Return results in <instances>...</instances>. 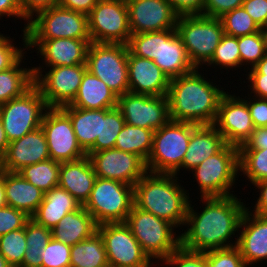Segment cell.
Masks as SVG:
<instances>
[{
  "label": "cell",
  "instance_id": "obj_60",
  "mask_svg": "<svg viewBox=\"0 0 267 267\" xmlns=\"http://www.w3.org/2000/svg\"><path fill=\"white\" fill-rule=\"evenodd\" d=\"M7 206L4 188V171L0 170V208Z\"/></svg>",
  "mask_w": 267,
  "mask_h": 267
},
{
  "label": "cell",
  "instance_id": "obj_23",
  "mask_svg": "<svg viewBox=\"0 0 267 267\" xmlns=\"http://www.w3.org/2000/svg\"><path fill=\"white\" fill-rule=\"evenodd\" d=\"M129 92L149 96H166L170 79L153 60L137 57L128 50Z\"/></svg>",
  "mask_w": 267,
  "mask_h": 267
},
{
  "label": "cell",
  "instance_id": "obj_7",
  "mask_svg": "<svg viewBox=\"0 0 267 267\" xmlns=\"http://www.w3.org/2000/svg\"><path fill=\"white\" fill-rule=\"evenodd\" d=\"M175 29L195 68L211 60L224 35L220 18L202 14L179 16Z\"/></svg>",
  "mask_w": 267,
  "mask_h": 267
},
{
  "label": "cell",
  "instance_id": "obj_22",
  "mask_svg": "<svg viewBox=\"0 0 267 267\" xmlns=\"http://www.w3.org/2000/svg\"><path fill=\"white\" fill-rule=\"evenodd\" d=\"M50 159L47 139L40 127L9 143L0 170L18 172L24 166Z\"/></svg>",
  "mask_w": 267,
  "mask_h": 267
},
{
  "label": "cell",
  "instance_id": "obj_13",
  "mask_svg": "<svg viewBox=\"0 0 267 267\" xmlns=\"http://www.w3.org/2000/svg\"><path fill=\"white\" fill-rule=\"evenodd\" d=\"M32 68L34 85L40 90L48 108L69 105L76 97L84 73L87 71L86 64L46 67V70L49 68L48 71L42 70L43 65Z\"/></svg>",
  "mask_w": 267,
  "mask_h": 267
},
{
  "label": "cell",
  "instance_id": "obj_47",
  "mask_svg": "<svg viewBox=\"0 0 267 267\" xmlns=\"http://www.w3.org/2000/svg\"><path fill=\"white\" fill-rule=\"evenodd\" d=\"M31 217L24 211L15 209L11 206L0 208V236L9 233L13 230L24 228L26 222Z\"/></svg>",
  "mask_w": 267,
  "mask_h": 267
},
{
  "label": "cell",
  "instance_id": "obj_44",
  "mask_svg": "<svg viewBox=\"0 0 267 267\" xmlns=\"http://www.w3.org/2000/svg\"><path fill=\"white\" fill-rule=\"evenodd\" d=\"M70 251L71 246L51 238L40 255L41 267H71Z\"/></svg>",
  "mask_w": 267,
  "mask_h": 267
},
{
  "label": "cell",
  "instance_id": "obj_20",
  "mask_svg": "<svg viewBox=\"0 0 267 267\" xmlns=\"http://www.w3.org/2000/svg\"><path fill=\"white\" fill-rule=\"evenodd\" d=\"M131 34L175 29L179 15L167 0H125Z\"/></svg>",
  "mask_w": 267,
  "mask_h": 267
},
{
  "label": "cell",
  "instance_id": "obj_59",
  "mask_svg": "<svg viewBox=\"0 0 267 267\" xmlns=\"http://www.w3.org/2000/svg\"><path fill=\"white\" fill-rule=\"evenodd\" d=\"M8 145H9V140L6 136V132L3 128V124L0 119V163L3 161L5 157Z\"/></svg>",
  "mask_w": 267,
  "mask_h": 267
},
{
  "label": "cell",
  "instance_id": "obj_9",
  "mask_svg": "<svg viewBox=\"0 0 267 267\" xmlns=\"http://www.w3.org/2000/svg\"><path fill=\"white\" fill-rule=\"evenodd\" d=\"M134 205V188L120 181L96 177L83 206L97 225L125 222Z\"/></svg>",
  "mask_w": 267,
  "mask_h": 267
},
{
  "label": "cell",
  "instance_id": "obj_18",
  "mask_svg": "<svg viewBox=\"0 0 267 267\" xmlns=\"http://www.w3.org/2000/svg\"><path fill=\"white\" fill-rule=\"evenodd\" d=\"M86 154L99 178L134 186L148 172L146 162L141 157L116 148Z\"/></svg>",
  "mask_w": 267,
  "mask_h": 267
},
{
  "label": "cell",
  "instance_id": "obj_16",
  "mask_svg": "<svg viewBox=\"0 0 267 267\" xmlns=\"http://www.w3.org/2000/svg\"><path fill=\"white\" fill-rule=\"evenodd\" d=\"M50 159L59 163L75 161L87 154L79 145L70 117L61 108H48L42 118Z\"/></svg>",
  "mask_w": 267,
  "mask_h": 267
},
{
  "label": "cell",
  "instance_id": "obj_36",
  "mask_svg": "<svg viewBox=\"0 0 267 267\" xmlns=\"http://www.w3.org/2000/svg\"><path fill=\"white\" fill-rule=\"evenodd\" d=\"M60 166L61 163L47 159L36 164L24 166L18 173L46 193L58 186Z\"/></svg>",
  "mask_w": 267,
  "mask_h": 267
},
{
  "label": "cell",
  "instance_id": "obj_33",
  "mask_svg": "<svg viewBox=\"0 0 267 267\" xmlns=\"http://www.w3.org/2000/svg\"><path fill=\"white\" fill-rule=\"evenodd\" d=\"M24 57L12 68L0 72V105L22 96L34 85L33 68L20 67Z\"/></svg>",
  "mask_w": 267,
  "mask_h": 267
},
{
  "label": "cell",
  "instance_id": "obj_12",
  "mask_svg": "<svg viewBox=\"0 0 267 267\" xmlns=\"http://www.w3.org/2000/svg\"><path fill=\"white\" fill-rule=\"evenodd\" d=\"M48 109L40 90L33 85L22 96L0 105V119L9 143L41 127Z\"/></svg>",
  "mask_w": 267,
  "mask_h": 267
},
{
  "label": "cell",
  "instance_id": "obj_21",
  "mask_svg": "<svg viewBox=\"0 0 267 267\" xmlns=\"http://www.w3.org/2000/svg\"><path fill=\"white\" fill-rule=\"evenodd\" d=\"M91 39H27V50L36 48L45 67L86 64Z\"/></svg>",
  "mask_w": 267,
  "mask_h": 267
},
{
  "label": "cell",
  "instance_id": "obj_2",
  "mask_svg": "<svg viewBox=\"0 0 267 267\" xmlns=\"http://www.w3.org/2000/svg\"><path fill=\"white\" fill-rule=\"evenodd\" d=\"M192 72L170 79L168 89L170 120L196 125L214 124L220 99L226 93L200 73ZM205 77V78H204Z\"/></svg>",
  "mask_w": 267,
  "mask_h": 267
},
{
  "label": "cell",
  "instance_id": "obj_42",
  "mask_svg": "<svg viewBox=\"0 0 267 267\" xmlns=\"http://www.w3.org/2000/svg\"><path fill=\"white\" fill-rule=\"evenodd\" d=\"M238 46L242 65L253 68L266 54L260 32L238 37Z\"/></svg>",
  "mask_w": 267,
  "mask_h": 267
},
{
  "label": "cell",
  "instance_id": "obj_6",
  "mask_svg": "<svg viewBox=\"0 0 267 267\" xmlns=\"http://www.w3.org/2000/svg\"><path fill=\"white\" fill-rule=\"evenodd\" d=\"M125 223L152 261L162 262L180 246V235L174 232L173 224L135 205Z\"/></svg>",
  "mask_w": 267,
  "mask_h": 267
},
{
  "label": "cell",
  "instance_id": "obj_62",
  "mask_svg": "<svg viewBox=\"0 0 267 267\" xmlns=\"http://www.w3.org/2000/svg\"><path fill=\"white\" fill-rule=\"evenodd\" d=\"M0 267H12L1 254H0Z\"/></svg>",
  "mask_w": 267,
  "mask_h": 267
},
{
  "label": "cell",
  "instance_id": "obj_17",
  "mask_svg": "<svg viewBox=\"0 0 267 267\" xmlns=\"http://www.w3.org/2000/svg\"><path fill=\"white\" fill-rule=\"evenodd\" d=\"M117 108L126 124L153 131L170 120L167 95L149 96L127 92L118 97Z\"/></svg>",
  "mask_w": 267,
  "mask_h": 267
},
{
  "label": "cell",
  "instance_id": "obj_58",
  "mask_svg": "<svg viewBox=\"0 0 267 267\" xmlns=\"http://www.w3.org/2000/svg\"><path fill=\"white\" fill-rule=\"evenodd\" d=\"M248 70V74H263V78H267V53L253 68Z\"/></svg>",
  "mask_w": 267,
  "mask_h": 267
},
{
  "label": "cell",
  "instance_id": "obj_26",
  "mask_svg": "<svg viewBox=\"0 0 267 267\" xmlns=\"http://www.w3.org/2000/svg\"><path fill=\"white\" fill-rule=\"evenodd\" d=\"M226 145L223 136L213 124L192 123V133L182 161V170H193L204 160L218 153Z\"/></svg>",
  "mask_w": 267,
  "mask_h": 267
},
{
  "label": "cell",
  "instance_id": "obj_25",
  "mask_svg": "<svg viewBox=\"0 0 267 267\" xmlns=\"http://www.w3.org/2000/svg\"><path fill=\"white\" fill-rule=\"evenodd\" d=\"M96 174L88 155L69 162L61 163L58 186L67 190L80 204L88 201Z\"/></svg>",
  "mask_w": 267,
  "mask_h": 267
},
{
  "label": "cell",
  "instance_id": "obj_46",
  "mask_svg": "<svg viewBox=\"0 0 267 267\" xmlns=\"http://www.w3.org/2000/svg\"><path fill=\"white\" fill-rule=\"evenodd\" d=\"M172 267H205V252L191 251L179 246L162 261Z\"/></svg>",
  "mask_w": 267,
  "mask_h": 267
},
{
  "label": "cell",
  "instance_id": "obj_56",
  "mask_svg": "<svg viewBox=\"0 0 267 267\" xmlns=\"http://www.w3.org/2000/svg\"><path fill=\"white\" fill-rule=\"evenodd\" d=\"M99 1L100 0H60L59 5L88 16Z\"/></svg>",
  "mask_w": 267,
  "mask_h": 267
},
{
  "label": "cell",
  "instance_id": "obj_3",
  "mask_svg": "<svg viewBox=\"0 0 267 267\" xmlns=\"http://www.w3.org/2000/svg\"><path fill=\"white\" fill-rule=\"evenodd\" d=\"M178 179L175 174L147 172L133 186L134 205L176 228L183 227L190 197Z\"/></svg>",
  "mask_w": 267,
  "mask_h": 267
},
{
  "label": "cell",
  "instance_id": "obj_50",
  "mask_svg": "<svg viewBox=\"0 0 267 267\" xmlns=\"http://www.w3.org/2000/svg\"><path fill=\"white\" fill-rule=\"evenodd\" d=\"M242 7L259 27L267 24V0H244Z\"/></svg>",
  "mask_w": 267,
  "mask_h": 267
},
{
  "label": "cell",
  "instance_id": "obj_54",
  "mask_svg": "<svg viewBox=\"0 0 267 267\" xmlns=\"http://www.w3.org/2000/svg\"><path fill=\"white\" fill-rule=\"evenodd\" d=\"M3 16L7 18H11L12 16L18 19L20 18L22 20H25L27 23L24 22L25 26L23 30L26 31L29 20L24 16L18 0H0V19Z\"/></svg>",
  "mask_w": 267,
  "mask_h": 267
},
{
  "label": "cell",
  "instance_id": "obj_35",
  "mask_svg": "<svg viewBox=\"0 0 267 267\" xmlns=\"http://www.w3.org/2000/svg\"><path fill=\"white\" fill-rule=\"evenodd\" d=\"M25 238L27 250L22 261V267H41L42 258L40 255L44 247L52 238V231L29 219L25 225Z\"/></svg>",
  "mask_w": 267,
  "mask_h": 267
},
{
  "label": "cell",
  "instance_id": "obj_4",
  "mask_svg": "<svg viewBox=\"0 0 267 267\" xmlns=\"http://www.w3.org/2000/svg\"><path fill=\"white\" fill-rule=\"evenodd\" d=\"M127 46L133 55L153 60L169 79L196 69L176 29L132 34Z\"/></svg>",
  "mask_w": 267,
  "mask_h": 267
},
{
  "label": "cell",
  "instance_id": "obj_19",
  "mask_svg": "<svg viewBox=\"0 0 267 267\" xmlns=\"http://www.w3.org/2000/svg\"><path fill=\"white\" fill-rule=\"evenodd\" d=\"M225 143L240 147L254 131V124L245 99L225 93L220 99L213 124Z\"/></svg>",
  "mask_w": 267,
  "mask_h": 267
},
{
  "label": "cell",
  "instance_id": "obj_10",
  "mask_svg": "<svg viewBox=\"0 0 267 267\" xmlns=\"http://www.w3.org/2000/svg\"><path fill=\"white\" fill-rule=\"evenodd\" d=\"M128 50L126 44L91 42L87 51V70L118 97L129 92Z\"/></svg>",
  "mask_w": 267,
  "mask_h": 267
},
{
  "label": "cell",
  "instance_id": "obj_48",
  "mask_svg": "<svg viewBox=\"0 0 267 267\" xmlns=\"http://www.w3.org/2000/svg\"><path fill=\"white\" fill-rule=\"evenodd\" d=\"M244 0H205L203 15L220 18L225 13L241 7Z\"/></svg>",
  "mask_w": 267,
  "mask_h": 267
},
{
  "label": "cell",
  "instance_id": "obj_55",
  "mask_svg": "<svg viewBox=\"0 0 267 267\" xmlns=\"http://www.w3.org/2000/svg\"><path fill=\"white\" fill-rule=\"evenodd\" d=\"M247 76L248 89L251 90L250 95L254 93V97L267 99V78H263V74H245ZM250 86V87H249ZM252 93V94H251Z\"/></svg>",
  "mask_w": 267,
  "mask_h": 267
},
{
  "label": "cell",
  "instance_id": "obj_45",
  "mask_svg": "<svg viewBox=\"0 0 267 267\" xmlns=\"http://www.w3.org/2000/svg\"><path fill=\"white\" fill-rule=\"evenodd\" d=\"M22 31V43H24L22 44L23 48L19 46L20 49L17 48L18 46H14V38L12 40L10 36L0 33V72L12 68L26 53L27 36L26 31Z\"/></svg>",
  "mask_w": 267,
  "mask_h": 267
},
{
  "label": "cell",
  "instance_id": "obj_32",
  "mask_svg": "<svg viewBox=\"0 0 267 267\" xmlns=\"http://www.w3.org/2000/svg\"><path fill=\"white\" fill-rule=\"evenodd\" d=\"M70 264L71 267H109L104 241L98 231L71 246Z\"/></svg>",
  "mask_w": 267,
  "mask_h": 267
},
{
  "label": "cell",
  "instance_id": "obj_24",
  "mask_svg": "<svg viewBox=\"0 0 267 267\" xmlns=\"http://www.w3.org/2000/svg\"><path fill=\"white\" fill-rule=\"evenodd\" d=\"M248 208L251 207H247L240 223L242 231L236 235V247L250 267L267 260V216L250 212Z\"/></svg>",
  "mask_w": 267,
  "mask_h": 267
},
{
  "label": "cell",
  "instance_id": "obj_41",
  "mask_svg": "<svg viewBox=\"0 0 267 267\" xmlns=\"http://www.w3.org/2000/svg\"><path fill=\"white\" fill-rule=\"evenodd\" d=\"M26 248L25 227L0 236V254L12 267H22Z\"/></svg>",
  "mask_w": 267,
  "mask_h": 267
},
{
  "label": "cell",
  "instance_id": "obj_53",
  "mask_svg": "<svg viewBox=\"0 0 267 267\" xmlns=\"http://www.w3.org/2000/svg\"><path fill=\"white\" fill-rule=\"evenodd\" d=\"M267 149V126L254 128L250 137L239 147V150Z\"/></svg>",
  "mask_w": 267,
  "mask_h": 267
},
{
  "label": "cell",
  "instance_id": "obj_43",
  "mask_svg": "<svg viewBox=\"0 0 267 267\" xmlns=\"http://www.w3.org/2000/svg\"><path fill=\"white\" fill-rule=\"evenodd\" d=\"M239 249L234 246L226 249L205 251V267H247Z\"/></svg>",
  "mask_w": 267,
  "mask_h": 267
},
{
  "label": "cell",
  "instance_id": "obj_51",
  "mask_svg": "<svg viewBox=\"0 0 267 267\" xmlns=\"http://www.w3.org/2000/svg\"><path fill=\"white\" fill-rule=\"evenodd\" d=\"M175 12L181 15L202 14L205 0H167Z\"/></svg>",
  "mask_w": 267,
  "mask_h": 267
},
{
  "label": "cell",
  "instance_id": "obj_30",
  "mask_svg": "<svg viewBox=\"0 0 267 267\" xmlns=\"http://www.w3.org/2000/svg\"><path fill=\"white\" fill-rule=\"evenodd\" d=\"M97 224L92 215L81 206L78 210L67 213L51 229L52 238L73 246L97 232Z\"/></svg>",
  "mask_w": 267,
  "mask_h": 267
},
{
  "label": "cell",
  "instance_id": "obj_28",
  "mask_svg": "<svg viewBox=\"0 0 267 267\" xmlns=\"http://www.w3.org/2000/svg\"><path fill=\"white\" fill-rule=\"evenodd\" d=\"M80 207L81 204L67 190L56 186L44 193L43 201L31 219L52 229L67 213L78 210Z\"/></svg>",
  "mask_w": 267,
  "mask_h": 267
},
{
  "label": "cell",
  "instance_id": "obj_1",
  "mask_svg": "<svg viewBox=\"0 0 267 267\" xmlns=\"http://www.w3.org/2000/svg\"><path fill=\"white\" fill-rule=\"evenodd\" d=\"M200 198L199 201L205 203L200 213L196 212L190 200L184 223L187 229L179 234L180 246L200 252L236 246L238 239L233 242L231 237L241 230L240 223L247 209L241 202L243 199L236 195Z\"/></svg>",
  "mask_w": 267,
  "mask_h": 267
},
{
  "label": "cell",
  "instance_id": "obj_14",
  "mask_svg": "<svg viewBox=\"0 0 267 267\" xmlns=\"http://www.w3.org/2000/svg\"><path fill=\"white\" fill-rule=\"evenodd\" d=\"M91 42L128 44L131 31L125 0H100L88 15Z\"/></svg>",
  "mask_w": 267,
  "mask_h": 267
},
{
  "label": "cell",
  "instance_id": "obj_31",
  "mask_svg": "<svg viewBox=\"0 0 267 267\" xmlns=\"http://www.w3.org/2000/svg\"><path fill=\"white\" fill-rule=\"evenodd\" d=\"M61 109L70 117L77 141L87 152L95 144V140L100 139L101 110L70 105L62 106Z\"/></svg>",
  "mask_w": 267,
  "mask_h": 267
},
{
  "label": "cell",
  "instance_id": "obj_5",
  "mask_svg": "<svg viewBox=\"0 0 267 267\" xmlns=\"http://www.w3.org/2000/svg\"><path fill=\"white\" fill-rule=\"evenodd\" d=\"M191 133L192 123L173 120L154 131L152 149L146 162L147 171L178 175Z\"/></svg>",
  "mask_w": 267,
  "mask_h": 267
},
{
  "label": "cell",
  "instance_id": "obj_27",
  "mask_svg": "<svg viewBox=\"0 0 267 267\" xmlns=\"http://www.w3.org/2000/svg\"><path fill=\"white\" fill-rule=\"evenodd\" d=\"M4 188L7 206L32 216L44 198V192L24 179L18 172L4 171Z\"/></svg>",
  "mask_w": 267,
  "mask_h": 267
},
{
  "label": "cell",
  "instance_id": "obj_49",
  "mask_svg": "<svg viewBox=\"0 0 267 267\" xmlns=\"http://www.w3.org/2000/svg\"><path fill=\"white\" fill-rule=\"evenodd\" d=\"M245 96V101L247 102L248 109L250 111V116L252 118L254 127H266L267 126V99L257 98L252 96L248 99ZM253 98V100H252ZM247 99V100H246ZM251 99V100H250ZM249 100V101H248Z\"/></svg>",
  "mask_w": 267,
  "mask_h": 267
},
{
  "label": "cell",
  "instance_id": "obj_63",
  "mask_svg": "<svg viewBox=\"0 0 267 267\" xmlns=\"http://www.w3.org/2000/svg\"><path fill=\"white\" fill-rule=\"evenodd\" d=\"M152 265L154 266L155 264L152 262L150 265H148V266H146V267H151ZM153 266H152V267H153Z\"/></svg>",
  "mask_w": 267,
  "mask_h": 267
},
{
  "label": "cell",
  "instance_id": "obj_39",
  "mask_svg": "<svg viewBox=\"0 0 267 267\" xmlns=\"http://www.w3.org/2000/svg\"><path fill=\"white\" fill-rule=\"evenodd\" d=\"M207 66L220 67V70L234 69L241 67V57L238 46V37H233L224 34L215 49L211 60L206 64Z\"/></svg>",
  "mask_w": 267,
  "mask_h": 267
},
{
  "label": "cell",
  "instance_id": "obj_11",
  "mask_svg": "<svg viewBox=\"0 0 267 267\" xmlns=\"http://www.w3.org/2000/svg\"><path fill=\"white\" fill-rule=\"evenodd\" d=\"M26 36L27 39H91L88 16L56 5L29 19Z\"/></svg>",
  "mask_w": 267,
  "mask_h": 267
},
{
  "label": "cell",
  "instance_id": "obj_15",
  "mask_svg": "<svg viewBox=\"0 0 267 267\" xmlns=\"http://www.w3.org/2000/svg\"><path fill=\"white\" fill-rule=\"evenodd\" d=\"M97 231L103 238L109 267H146L153 262L125 222L104 223Z\"/></svg>",
  "mask_w": 267,
  "mask_h": 267
},
{
  "label": "cell",
  "instance_id": "obj_37",
  "mask_svg": "<svg viewBox=\"0 0 267 267\" xmlns=\"http://www.w3.org/2000/svg\"><path fill=\"white\" fill-rule=\"evenodd\" d=\"M125 124L121 111L117 107L101 109L100 139H96L95 144L86 153L114 148L116 138Z\"/></svg>",
  "mask_w": 267,
  "mask_h": 267
},
{
  "label": "cell",
  "instance_id": "obj_8",
  "mask_svg": "<svg viewBox=\"0 0 267 267\" xmlns=\"http://www.w3.org/2000/svg\"><path fill=\"white\" fill-rule=\"evenodd\" d=\"M192 171L200 190V197L234 195L230 191L238 180L239 147L226 144L218 153L210 156ZM194 172V173H193ZM237 178V179H236Z\"/></svg>",
  "mask_w": 267,
  "mask_h": 267
},
{
  "label": "cell",
  "instance_id": "obj_57",
  "mask_svg": "<svg viewBox=\"0 0 267 267\" xmlns=\"http://www.w3.org/2000/svg\"><path fill=\"white\" fill-rule=\"evenodd\" d=\"M253 186H255L259 192V197L257 201L255 202L254 209L250 212L262 215V216H267V179L262 180L260 182L255 183Z\"/></svg>",
  "mask_w": 267,
  "mask_h": 267
},
{
  "label": "cell",
  "instance_id": "obj_38",
  "mask_svg": "<svg viewBox=\"0 0 267 267\" xmlns=\"http://www.w3.org/2000/svg\"><path fill=\"white\" fill-rule=\"evenodd\" d=\"M239 167L252 185L267 179V149L239 150Z\"/></svg>",
  "mask_w": 267,
  "mask_h": 267
},
{
  "label": "cell",
  "instance_id": "obj_61",
  "mask_svg": "<svg viewBox=\"0 0 267 267\" xmlns=\"http://www.w3.org/2000/svg\"><path fill=\"white\" fill-rule=\"evenodd\" d=\"M259 32L262 36L264 48H265V51L267 53V24L264 26H261Z\"/></svg>",
  "mask_w": 267,
  "mask_h": 267
},
{
  "label": "cell",
  "instance_id": "obj_40",
  "mask_svg": "<svg viewBox=\"0 0 267 267\" xmlns=\"http://www.w3.org/2000/svg\"><path fill=\"white\" fill-rule=\"evenodd\" d=\"M220 20L223 25L224 34L229 36L240 37L259 32L260 30L258 24L242 6L225 13L220 17Z\"/></svg>",
  "mask_w": 267,
  "mask_h": 267
},
{
  "label": "cell",
  "instance_id": "obj_34",
  "mask_svg": "<svg viewBox=\"0 0 267 267\" xmlns=\"http://www.w3.org/2000/svg\"><path fill=\"white\" fill-rule=\"evenodd\" d=\"M154 131L125 124L115 142L116 149L141 157L147 162L152 149Z\"/></svg>",
  "mask_w": 267,
  "mask_h": 267
},
{
  "label": "cell",
  "instance_id": "obj_52",
  "mask_svg": "<svg viewBox=\"0 0 267 267\" xmlns=\"http://www.w3.org/2000/svg\"><path fill=\"white\" fill-rule=\"evenodd\" d=\"M24 16L29 20L37 12L59 5L60 0H18Z\"/></svg>",
  "mask_w": 267,
  "mask_h": 267
},
{
  "label": "cell",
  "instance_id": "obj_29",
  "mask_svg": "<svg viewBox=\"0 0 267 267\" xmlns=\"http://www.w3.org/2000/svg\"><path fill=\"white\" fill-rule=\"evenodd\" d=\"M118 96L97 76L88 70L70 106L82 109H112L117 107Z\"/></svg>",
  "mask_w": 267,
  "mask_h": 267
}]
</instances>
